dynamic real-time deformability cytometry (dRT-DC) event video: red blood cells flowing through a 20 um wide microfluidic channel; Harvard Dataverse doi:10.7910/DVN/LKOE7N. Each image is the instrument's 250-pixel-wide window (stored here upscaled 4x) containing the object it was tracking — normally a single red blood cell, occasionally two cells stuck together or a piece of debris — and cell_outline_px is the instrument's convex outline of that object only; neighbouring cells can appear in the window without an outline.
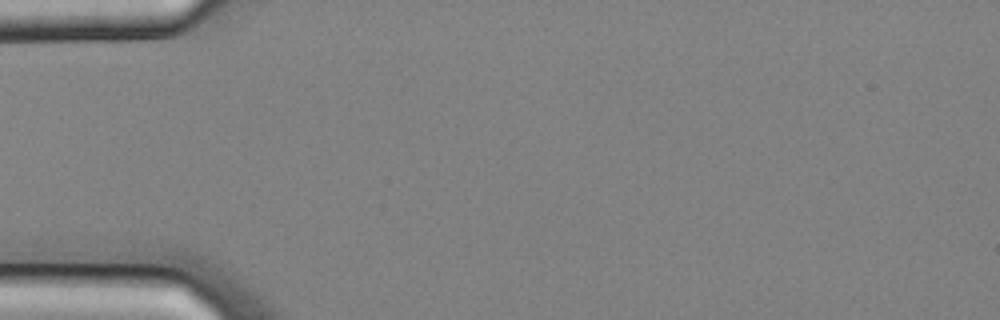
{"species": "common noctule bat (a hibernating species)", "species_latin": "Nyctalus noctula", "temperature_condition": "cold", "stored_images_in_passage": 2, "camera_frame_rate_fps": 3000, "um_per_image_px": 0.085, "animal": {"sex": "male", "body_mass_g": 20.4}, "frame": {"image": 1, "passage_image": 1, "time_ms": 0.0, "image_size_px": [1000, 320], "cell_outline_px": [[180, 280], [176, 288], [160, 288], [56, 284], [40, 276], [40, 272], [88, 272], [168, 276]], "centroid_in_image_um": [9.42, 23.77], "position_along_channel_um": 75.6, "area_um2": 11.96}}